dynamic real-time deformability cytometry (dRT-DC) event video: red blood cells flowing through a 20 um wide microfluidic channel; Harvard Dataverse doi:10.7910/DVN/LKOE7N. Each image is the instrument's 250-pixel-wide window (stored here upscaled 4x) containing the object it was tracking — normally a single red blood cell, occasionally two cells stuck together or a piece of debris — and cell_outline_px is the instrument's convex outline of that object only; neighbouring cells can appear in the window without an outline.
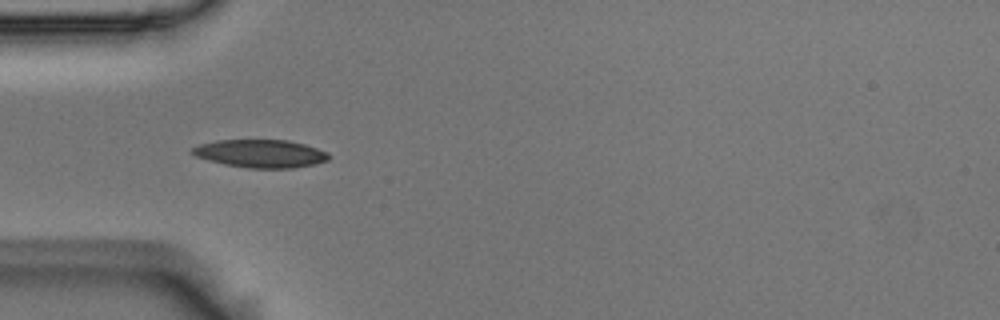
{"species": "Egyptian fruit bat (a non-hibernating species)", "species_latin": "Rousettus aegyptiacus", "temperature_condition": "room temperature", "stored_images_in_passage": 39, "camera_frame_rate_fps": 3000, "um_per_image_px": 0.085, "animal": {"sex": "male"}, "frame": {"image": 1, "passage_image": 2, "time_ms": 0.333, "image_size_px": [1000, 320], "cell_outline_px": [[328, 160], [312, 164], [292, 168], [248, 168], [224, 164], [208, 160], [196, 156], [188, 152], [192, 148], [200, 144], [216, 140], [288, 140], [304, 144], [328, 152]], "centroid_in_image_um": [22.1, 13.05], "position_along_channel_um": 62.9, "area_um2": 22.14}}
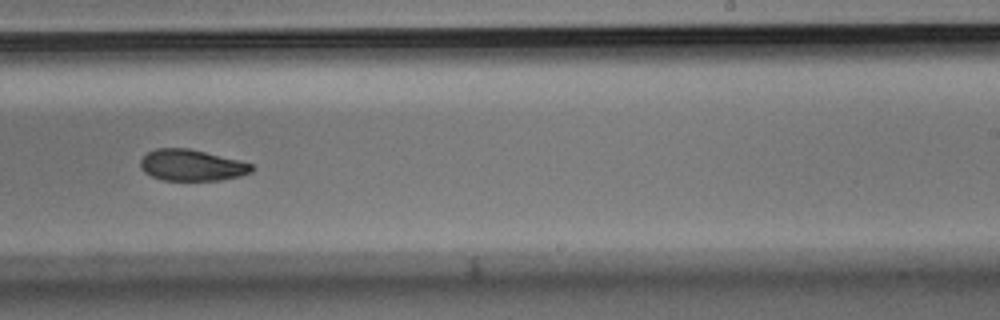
{"frame": {"image": 2, "passage_image": 19, "time_ms": 6.0, "image_size_px": [1000, 320], "cell_outline_px": [[256, 168], [252, 172], [240, 176], [220, 180], [164, 180], [152, 176], [144, 172], [140, 168], [140, 160], [148, 152], [156, 148], [188, 148], [240, 160], [252, 164]], "centroid_in_image_um": [16.31, 14.04], "position_along_channel_um": 272.7, "area_um2": 20.35}}
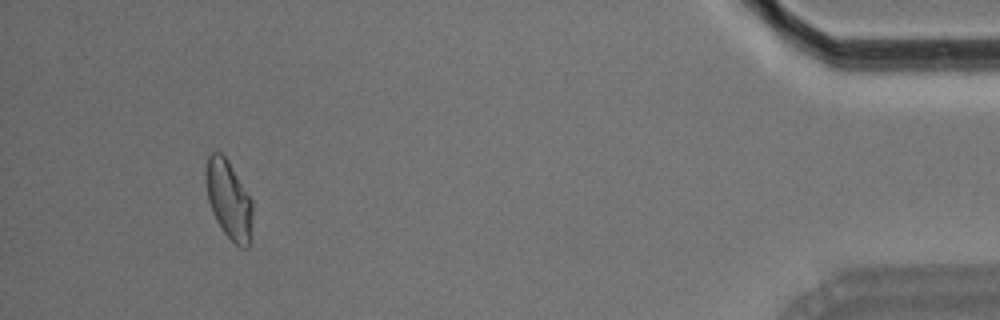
{"frame": {"image": 3, "passage_image": 36, "time_ms": 11.667, "image_size_px": [1000, 320], "cell_outline_px": [[252, 216], [248, 248], [240, 248], [224, 232], [216, 220], [212, 212], [208, 200], [204, 176], [204, 172], [208, 152], [220, 152], [228, 160], [252, 200]], "centroid_in_image_um": [19.41, 16.92], "position_along_channel_um": 415.8, "area_um2": 21.39}, "authors_computed_cell_mechanics": {"area_um2": 21.386, "velocity_mm_per_s": 3.7194, "shape_relaxation_time_tau1_ms": 5.3612, "shape_relaxation_time_tau2_ms": null, "deformation_change_tau1": 0.1254, "deformation_change_tau2": null}}